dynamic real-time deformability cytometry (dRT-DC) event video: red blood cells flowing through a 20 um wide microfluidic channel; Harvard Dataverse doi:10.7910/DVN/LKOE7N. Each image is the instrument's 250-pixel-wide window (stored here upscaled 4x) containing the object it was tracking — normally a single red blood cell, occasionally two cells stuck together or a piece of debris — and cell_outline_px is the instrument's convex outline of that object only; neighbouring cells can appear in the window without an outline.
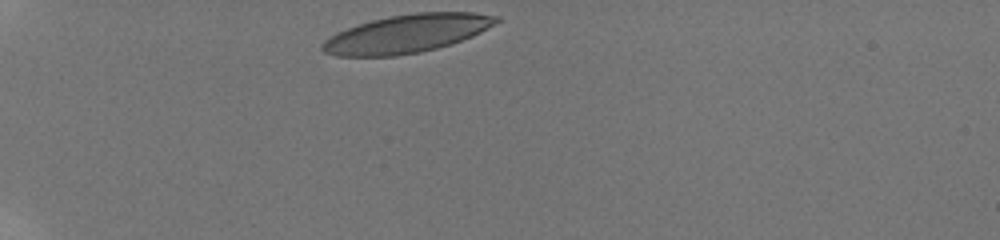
{"species": "human", "species_latin": "Homo sapiens", "temperature_condition": "room temperature", "stored_images_in_passage": 34, "camera_frame_rate_fps": 3000, "um_per_image_px": 0.085, "donor": {"sex": "male"}, "frame": {"image": 1, "passage_image": 1, "time_ms": 0.0, "image_size_px": [1000, 240], "cell_outline_px": [[500, 20], [480, 32], [472, 36], [452, 44], [420, 52], [396, 56], [336, 56], [324, 52], [320, 48], [320, 44], [328, 36], [336, 32], [372, 20], [388, 16], [416, 12], [476, 12], [500, 16]], "centroid_in_image_um": [34.57, 2.86], "position_along_channel_um": 50.4, "area_um2": 38.78}}
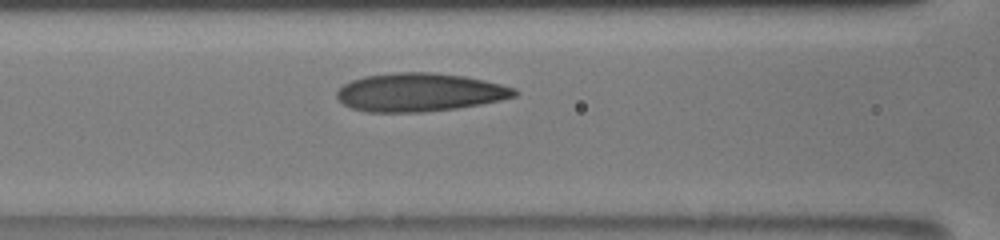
{"frame": {"image": 2, "passage_image": 11, "time_ms": 3.333, "image_size_px": [1000, 240], "cell_outline_px": [[520, 92], [516, 96], [500, 100], [480, 104], [456, 108], [424, 112], [368, 112], [352, 108], [344, 104], [336, 96], [336, 92], [344, 84], [352, 80], [364, 76], [396, 72], [428, 72], [464, 76], [484, 80], [516, 88]], "centroid_in_image_um": [35.68, 7.84], "position_along_channel_um": 130.9, "area_um2": 39.65}}
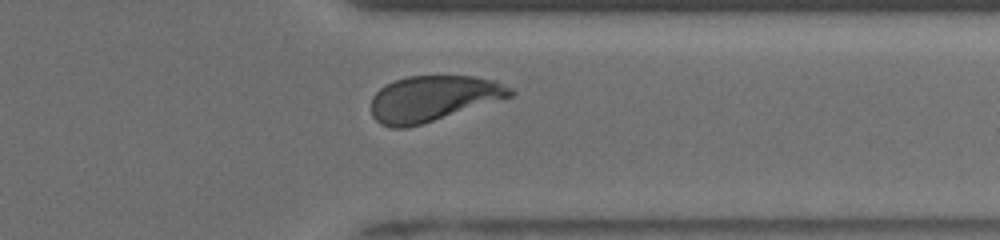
{"frame": {"image": 3, "passage_image": 30, "time_ms": 9.667, "image_size_px": [1000, 240], "cell_outline_px": [[516, 92], [512, 96], [408, 128], [392, 128], [380, 124], [372, 116], [372, 96], [380, 88], [396, 80], [408, 76], [472, 76], [496, 80], [512, 88]], "centroid_in_image_um": [36.81, 8.37], "position_along_channel_um": 374.6, "area_um2": 36.76}, "authors_computed_cell_mechanics": {"area_um2": 38.6393, "velocity_mm_per_s": 3.8522, "shape_relaxation_time_tau1_ms": 4.0282, "shape_relaxation_time_tau2_ms": 1.0637, "deformation_change_tau1": 0.1718, "deformation_change_tau2": 0.0798}}